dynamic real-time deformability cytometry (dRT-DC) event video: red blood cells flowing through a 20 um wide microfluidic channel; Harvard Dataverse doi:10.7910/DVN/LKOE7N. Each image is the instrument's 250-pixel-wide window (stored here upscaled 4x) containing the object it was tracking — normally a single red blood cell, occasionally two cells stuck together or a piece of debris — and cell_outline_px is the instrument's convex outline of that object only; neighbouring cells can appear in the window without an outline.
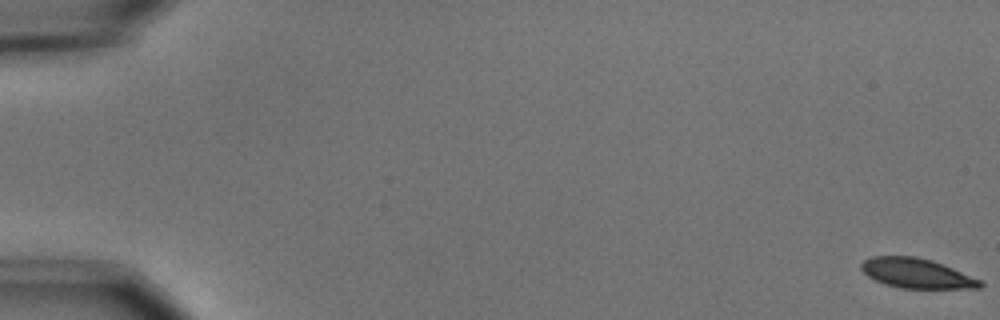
{"species": "common noctule bat (a hibernating species)", "species_latin": "Nyctalus noctula", "temperature_condition": "cold", "stored_images_in_passage": 7, "camera_frame_rate_fps": 3000, "um_per_image_px": 0.085, "animal": {"sex": "male", "body_mass_g": 15.6}, "frame": {"image": 1, "passage_image": 1, "time_ms": 0.0, "image_size_px": [1000, 320], "cell_outline_px": [[984, 284], [980, 288], [900, 288], [884, 284], [868, 276], [860, 268], [860, 264], [864, 260], [872, 256], [916, 256], [932, 260], [952, 268], [980, 280]], "centroid_in_image_um": [77.88, 23.22], "position_along_channel_um": 7.1, "area_um2": 20.46}}